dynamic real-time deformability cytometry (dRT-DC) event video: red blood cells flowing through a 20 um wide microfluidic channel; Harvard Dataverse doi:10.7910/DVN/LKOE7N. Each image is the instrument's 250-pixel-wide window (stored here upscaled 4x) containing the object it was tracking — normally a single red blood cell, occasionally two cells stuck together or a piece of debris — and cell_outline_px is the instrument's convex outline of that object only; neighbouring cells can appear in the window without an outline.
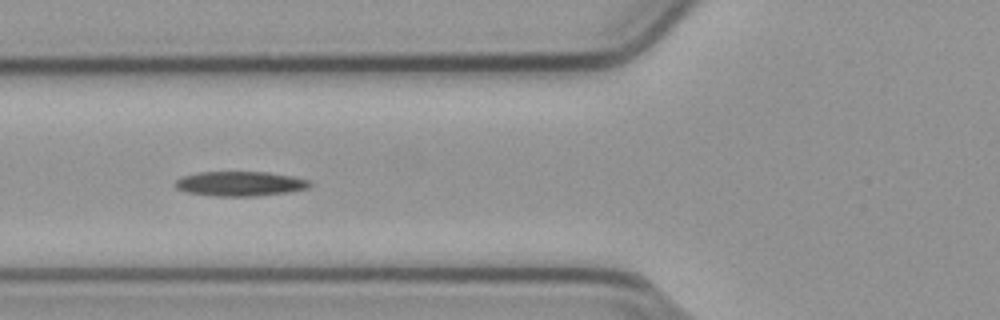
{"species": "common noctule bat (a hibernating species)", "species_latin": "Nyctalus noctula", "temperature_condition": "cold", "stored_images_in_passage": 16, "camera_frame_rate_fps": 3000, "um_per_image_px": 0.085, "animal": {"sex": "male", "body_mass_g": 23.1, "forearm_length_mm": 52.7}, "frame": {"image": 1, "passage_image": 10, "time_ms": 3.0, "image_size_px": [1000, 320], "cell_outline_px": [[312, 184], [308, 188], [292, 192], [256, 196], [212, 196], [184, 192], [176, 188], [172, 184], [180, 176], [200, 172], [268, 172], [292, 176], [312, 180]], "centroid_in_image_um": [20.4, 15.62], "position_along_channel_um": 105.4, "area_um2": 19.77}}